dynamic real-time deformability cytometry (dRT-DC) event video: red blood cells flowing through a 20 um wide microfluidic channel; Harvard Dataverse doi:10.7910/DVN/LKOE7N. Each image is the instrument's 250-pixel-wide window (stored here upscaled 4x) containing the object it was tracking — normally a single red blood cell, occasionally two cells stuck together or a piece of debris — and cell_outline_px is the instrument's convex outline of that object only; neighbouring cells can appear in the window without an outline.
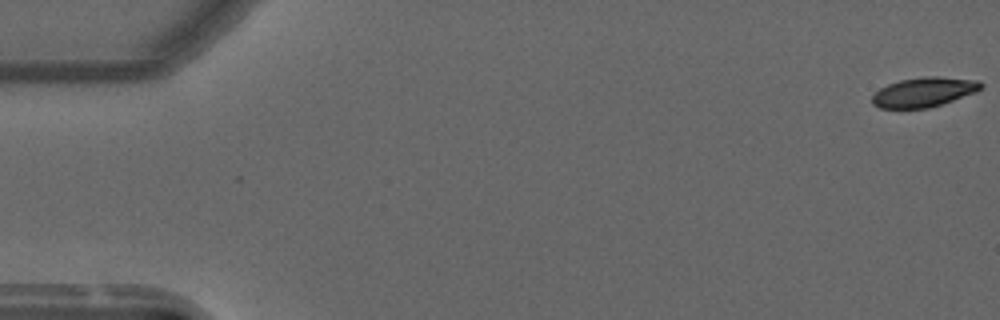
{"species": "common noctule bat (a hibernating species)", "species_latin": "Nyctalus noctula", "temperature_condition": "warm", "stored_images_in_passage": 56, "camera_frame_rate_fps": 3000, "um_per_image_px": 0.085, "animal": {"sex": "male", "forearm_length_mm": 52.5}, "frame": {"image": 1, "passage_image": 1, "time_ms": 0.0, "image_size_px": [1000, 320], "cell_outline_px": [[984, 84], [976, 92], [928, 108], [880, 108], [872, 104], [872, 96], [880, 88], [888, 84], [900, 80], [924, 76], [940, 76], [980, 80]], "centroid_in_image_um": [78.54, 7.81], "position_along_channel_um": 6.5, "area_um2": 18.73}}
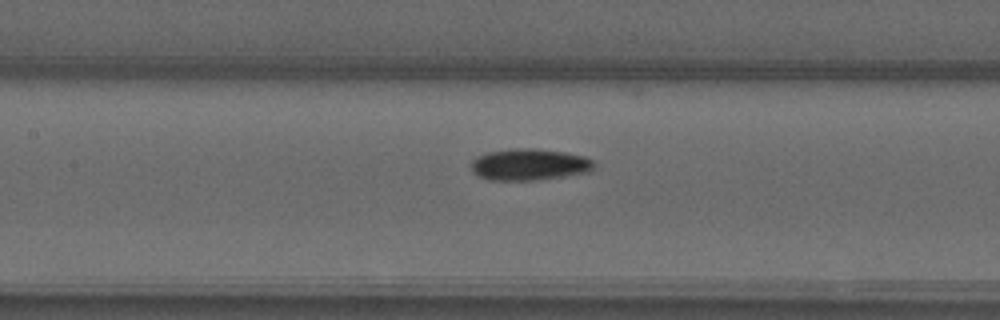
{"frame": {"image": 2, "passage_image": 26, "time_ms": 8.333, "image_size_px": [1000, 320], "cell_outline_px": [[596, 164], [592, 172], [536, 180], [488, 180], [472, 172], [472, 160], [476, 156], [488, 152], [512, 148], [536, 148], [568, 152], [584, 156], [592, 160]], "centroid_in_image_um": [45.03, 13.98], "position_along_channel_um": 162.4, "area_um2": 22.95}}
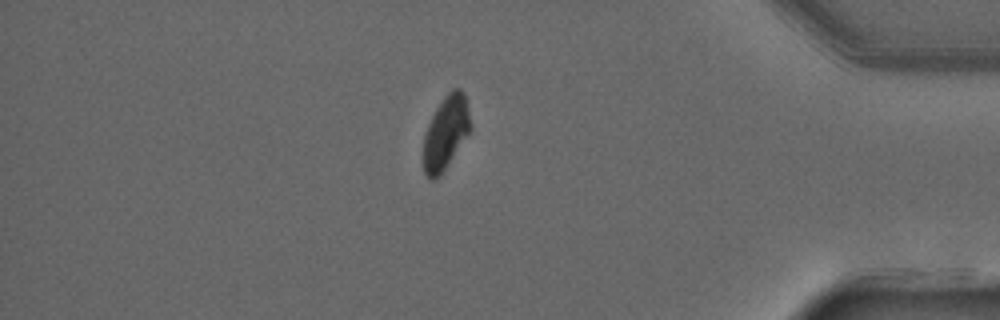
{"frame": {"image": 3, "passage_image": 48, "time_ms": 15.667, "image_size_px": [1000, 320], "cell_outline_px": [[472, 128], [440, 176], [432, 180], [424, 172], [424, 136], [428, 124], [436, 108], [444, 96], [452, 88], [460, 88], [464, 92]], "centroid_in_image_um": [37.9, 11.25], "position_along_channel_um": 397.3, "area_um2": 19.88}}